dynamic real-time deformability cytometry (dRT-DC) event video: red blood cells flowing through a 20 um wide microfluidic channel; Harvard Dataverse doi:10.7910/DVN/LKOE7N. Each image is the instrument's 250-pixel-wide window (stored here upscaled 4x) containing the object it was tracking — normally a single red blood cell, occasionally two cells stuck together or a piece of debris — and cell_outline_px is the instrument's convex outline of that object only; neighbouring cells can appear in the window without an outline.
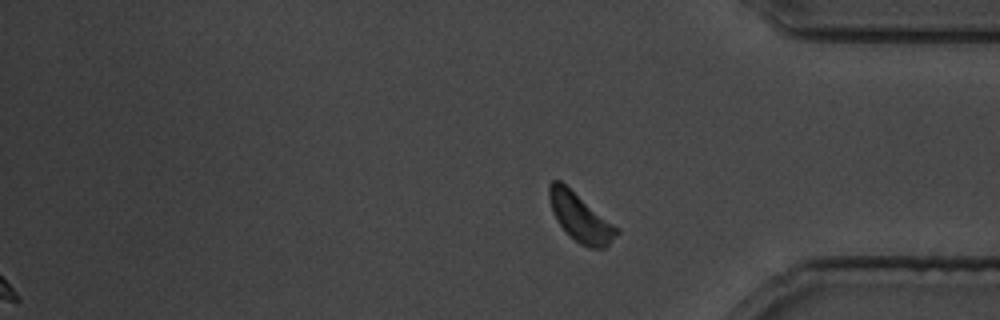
{"species": "common noctule bat (a hibernating species)", "species_latin": "Nyctalus noctula", "temperature_condition": "cold", "stored_images_in_passage": 27, "segment_of_instrument_passage": [2, 2], "camera_frame_rate_fps": 3000, "um_per_image_px": 0.085, "animal": {"sex": "male", "body_mass_g": 19.5, "forearm_length_mm": 54.6}, "frame": {"image": 1, "passage_image": 27, "time_ms": 32.333, "image_size_px": [1000, 320], "cell_outline_px": [[620, 232], [604, 248], [592, 248], [580, 244], [556, 220], [552, 212], [548, 196], [548, 184], [552, 180], [560, 180], [620, 228]], "centroid_in_image_um": [49.33, 18.45], "position_along_channel_um": 385.9, "area_um2": 18.84}}